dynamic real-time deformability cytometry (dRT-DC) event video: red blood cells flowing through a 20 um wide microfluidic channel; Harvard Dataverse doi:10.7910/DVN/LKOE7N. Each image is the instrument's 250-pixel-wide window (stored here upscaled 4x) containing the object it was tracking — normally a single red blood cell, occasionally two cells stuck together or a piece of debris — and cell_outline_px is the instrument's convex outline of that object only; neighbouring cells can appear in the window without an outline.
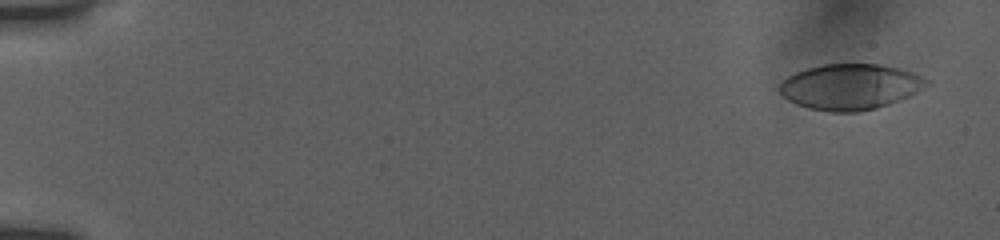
{"species": "human", "species_latin": "Homo sapiens", "temperature_condition": "room temperature", "stored_images_in_passage": 15, "camera_frame_rate_fps": 3000, "um_per_image_px": 0.085, "donor": {"sex": "female"}, "frame": {"image": 1, "passage_image": 2, "time_ms": 0.333, "image_size_px": [1000, 240], "cell_outline_px": [[932, 84], [900, 100], [876, 108], [856, 112], [832, 112], [808, 108], [796, 104], [788, 100], [780, 92], [780, 84], [788, 76], [796, 72], [808, 68], [824, 64], [880, 64], [912, 72], [932, 80]], "centroid_in_image_um": [72.31, 7.38], "position_along_channel_um": 12.7, "area_um2": 39.13}}
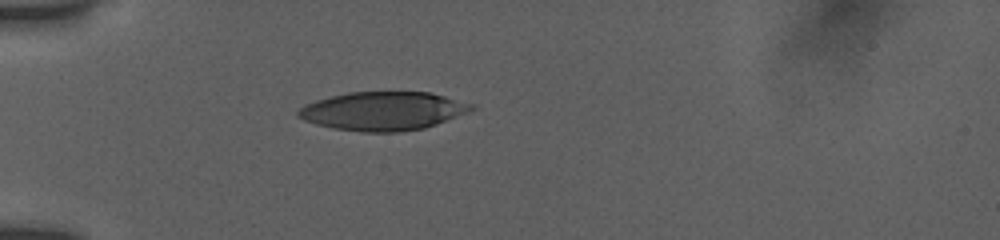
{"frame": {"image": 2, "passage_image": 11, "time_ms": 5.0, "image_size_px": [1000, 240], "cell_outline_px": [[476, 108], [468, 112], [436, 124], [424, 128], [400, 132], [364, 132], [332, 128], [316, 124], [304, 120], [296, 116], [296, 112], [304, 104], [316, 100], [348, 92], [428, 92], [476, 104]], "centroid_in_image_um": [32.55, 9.44], "position_along_channel_um": 52.4, "area_um2": 39.02}}
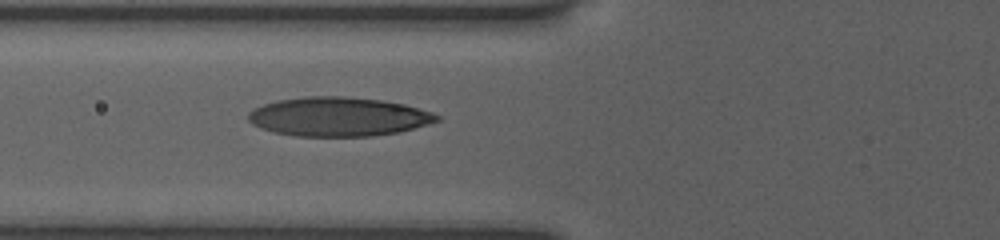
{"frame": {"image": 3, "passage_image": 15, "time_ms": 6.667, "image_size_px": [1000, 240], "cell_outline_px": [[440, 120], [428, 124], [400, 132], [372, 136], [296, 136], [272, 132], [260, 128], [252, 124], [248, 120], [248, 112], [264, 104], [276, 100], [304, 96], [344, 96], [384, 100], [404, 104], [432, 112], [440, 116]], "centroid_in_image_um": [28.75, 9.92], "position_along_channel_um": 97.0, "area_um2": 43.18}}